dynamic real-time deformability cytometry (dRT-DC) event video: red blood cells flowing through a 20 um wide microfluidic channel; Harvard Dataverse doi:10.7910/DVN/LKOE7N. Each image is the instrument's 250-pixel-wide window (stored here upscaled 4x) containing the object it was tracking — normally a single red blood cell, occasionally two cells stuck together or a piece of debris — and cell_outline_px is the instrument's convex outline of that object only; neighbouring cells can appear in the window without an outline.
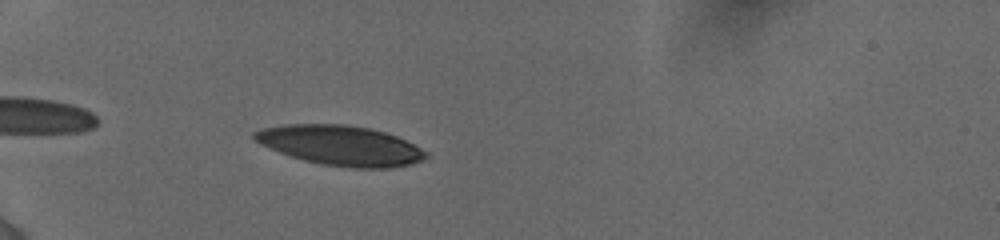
{"species": "human", "species_latin": "Homo sapiens", "temperature_condition": "cold", "stored_images_in_passage": 34, "camera_frame_rate_fps": 3000, "um_per_image_px": 0.085, "donor": {"sex": "female"}, "frame": {"image": 1, "passage_image": 4, "time_ms": 0.667, "image_size_px": [1000, 240], "cell_outline_px": [[428, 156], [412, 164], [388, 168], [352, 168], [320, 164], [304, 160], [280, 152], [260, 144], [252, 136], [252, 132], [260, 128], [284, 124], [344, 124], [372, 128], [396, 136], [428, 152]], "centroid_in_image_um": [28.92, 12.35], "position_along_channel_um": 56.1, "area_um2": 39.82}}
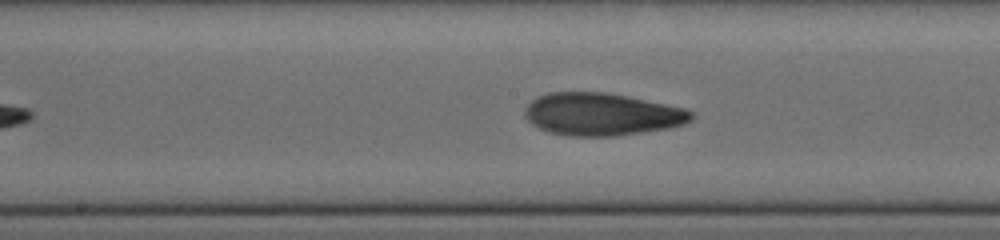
{"frame": {"image": 2, "passage_image": 21, "time_ms": 5.0, "image_size_px": [1000, 240], "cell_outline_px": [[696, 116], [692, 120], [684, 124], [668, 128], [612, 136], [568, 136], [548, 132], [532, 124], [524, 116], [524, 108], [536, 96], [548, 92], [608, 92], [688, 108], [696, 112]], "centroid_in_image_um": [51.18, 9.7], "position_along_channel_um": 197.0, "area_um2": 41.73}}
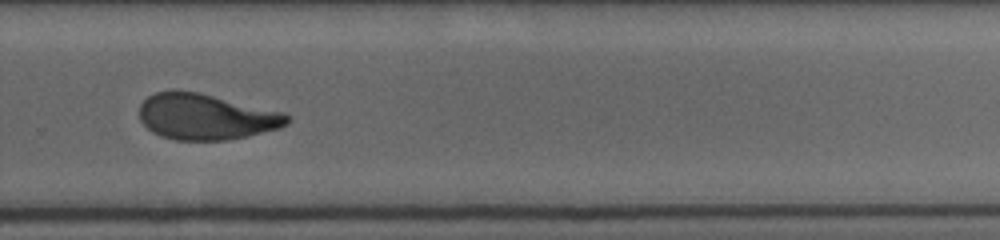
{"frame": {"image": 3, "passage_image": 33, "time_ms": 8.0, "image_size_px": [1000, 240], "cell_outline_px": [[288, 124], [280, 128], [248, 136], [228, 140], [176, 140], [160, 136], [152, 132], [140, 120], [140, 104], [148, 96], [156, 92], [200, 92], [280, 112], [288, 116]], "centroid_in_image_um": [17.48, 9.95], "position_along_channel_um": 312.3, "area_um2": 38.96}}